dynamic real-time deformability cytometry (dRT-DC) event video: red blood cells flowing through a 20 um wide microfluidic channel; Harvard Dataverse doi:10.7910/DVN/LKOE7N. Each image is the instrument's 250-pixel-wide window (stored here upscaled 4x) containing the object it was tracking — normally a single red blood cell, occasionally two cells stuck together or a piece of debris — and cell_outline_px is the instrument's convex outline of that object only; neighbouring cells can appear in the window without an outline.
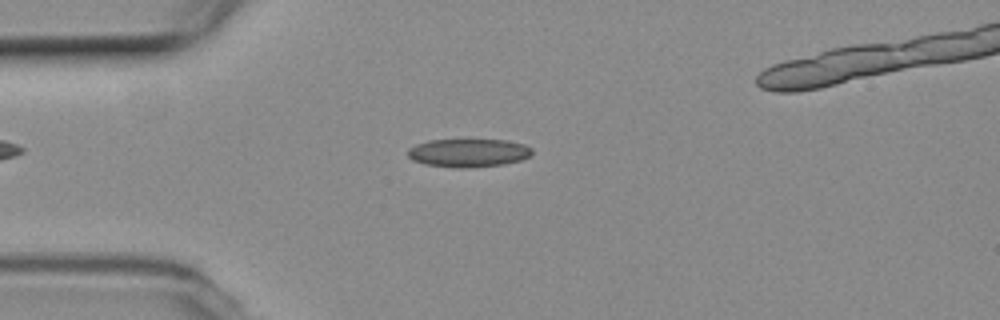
{"species": "common noctule bat (a hibernating species)", "species_latin": "Nyctalus noctula", "temperature_condition": "room temperature", "stored_images_in_passage": 40, "camera_frame_rate_fps": 3000, "um_per_image_px": 0.085, "animal": {"sex": "female", "body_mass_g": 19.3, "forearm_length_mm": 54.1}, "frame": {"image": 1, "passage_image": 4, "time_ms": 1.0, "image_size_px": [1000, 320], "cell_outline_px": [[532, 152], [528, 156], [520, 160], [504, 164], [468, 168], [460, 168], [424, 164], [412, 160], [408, 156], [408, 148], [416, 144], [428, 140], [504, 140], [524, 144], [532, 148]], "centroid_in_image_um": [39.79, 12.99], "position_along_channel_um": 45.2, "area_um2": 20.4}}
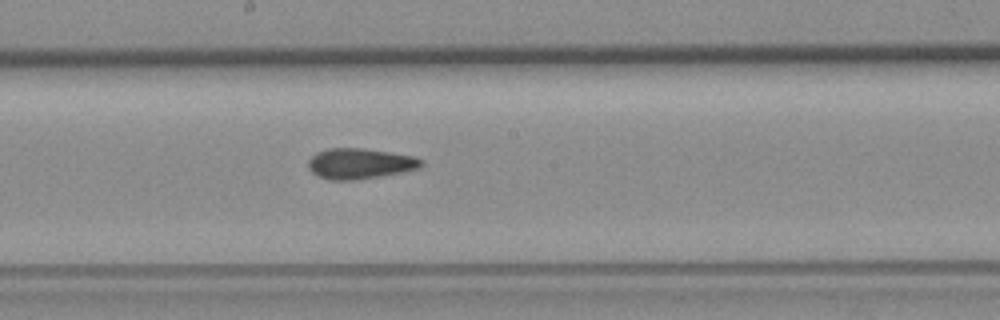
{"frame": {"image": 2, "passage_image": 19, "time_ms": 6.0, "image_size_px": [1000, 320], "cell_outline_px": [[424, 164], [420, 168], [380, 176], [352, 180], [328, 180], [312, 172], [308, 168], [308, 160], [316, 152], [328, 148], [364, 148], [416, 156], [424, 160]], "centroid_in_image_um": [30.61, 13.89], "position_along_channel_um": 217.6, "area_um2": 20.23}}
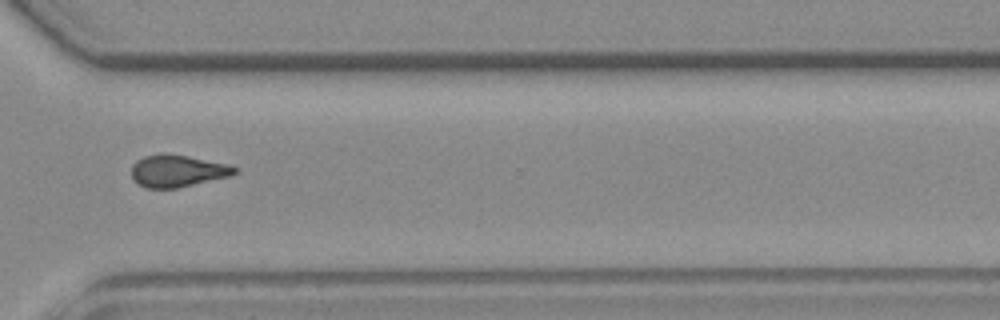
{"frame": {"image": 3, "passage_image": 30, "time_ms": 9.667, "image_size_px": [1000, 320], "cell_outline_px": [[236, 172], [232, 176], [176, 188], [144, 188], [132, 180], [132, 164], [136, 160], [144, 156], [188, 156], [228, 164], [236, 168]], "centroid_in_image_um": [15.08, 14.57], "position_along_channel_um": 355.5, "area_um2": 18.84}, "authors_computed_cell_mechanics": {"area_um2": 19.5942, "velocity_mm_per_s": 3.7657, "shape_relaxation_time_tau1_ms": null, "shape_relaxation_time_tau2_ms": 3.0245, "deformation_change_tau1": null, "deformation_change_tau2": 0.096}}